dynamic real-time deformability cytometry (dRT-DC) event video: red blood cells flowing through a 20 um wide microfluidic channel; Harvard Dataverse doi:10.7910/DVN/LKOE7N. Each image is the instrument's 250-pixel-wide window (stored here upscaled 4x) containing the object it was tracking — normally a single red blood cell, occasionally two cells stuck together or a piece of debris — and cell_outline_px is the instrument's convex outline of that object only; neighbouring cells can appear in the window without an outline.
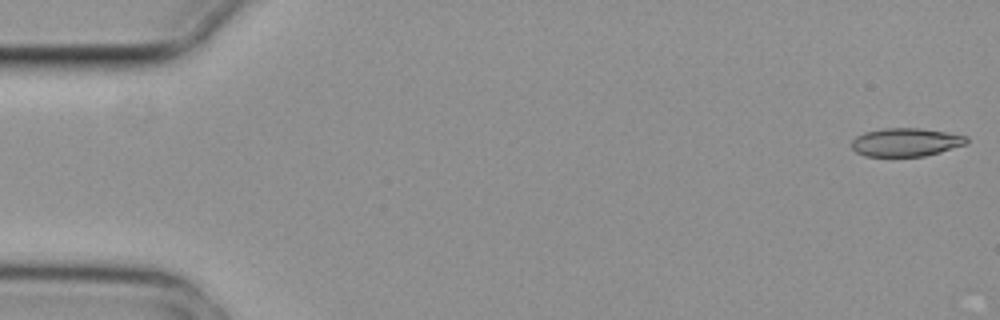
{"species": "common noctule bat (a hibernating species)", "species_latin": "Nyctalus noctula", "temperature_condition": "cold", "stored_images_in_passage": 5, "camera_frame_rate_fps": 3000, "um_per_image_px": 0.085, "animal": {"sex": "female", "body_mass_g": 29.2, "forearm_length_mm": 56.3}, "frame": {"image": 1, "passage_image": 1, "time_ms": 0.0, "image_size_px": [1000, 320], "cell_outline_px": [[968, 140], [964, 144], [940, 152], [924, 156], [864, 156], [856, 152], [852, 148], [852, 140], [856, 136], [864, 132], [884, 128], [920, 128], [968, 136]], "centroid_in_image_um": [76.96, 12.08], "position_along_channel_um": 8.0, "area_um2": 18.84}}
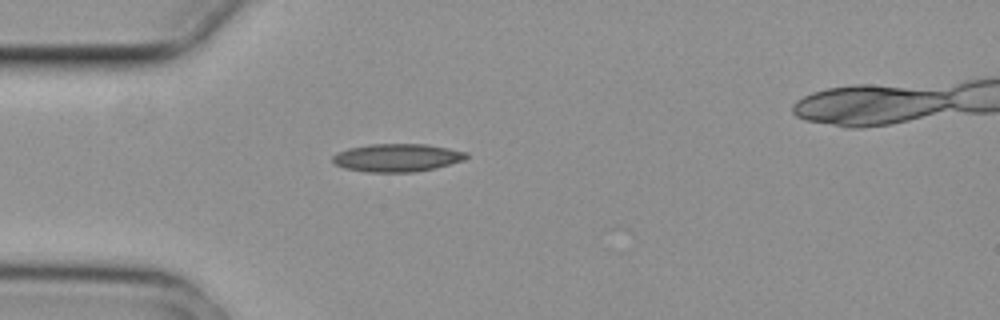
{"frame": {"image": 2, "passage_image": 5, "time_ms": 1.333, "image_size_px": [1000, 320], "cell_outline_px": [[468, 156], [464, 160], [436, 168], [416, 172], [364, 172], [344, 168], [336, 164], [332, 160], [332, 156], [336, 152], [348, 148], [372, 144], [424, 144], [448, 148], [468, 152]], "centroid_in_image_um": [33.74, 13.41], "position_along_channel_um": 51.3, "area_um2": 21.91}}